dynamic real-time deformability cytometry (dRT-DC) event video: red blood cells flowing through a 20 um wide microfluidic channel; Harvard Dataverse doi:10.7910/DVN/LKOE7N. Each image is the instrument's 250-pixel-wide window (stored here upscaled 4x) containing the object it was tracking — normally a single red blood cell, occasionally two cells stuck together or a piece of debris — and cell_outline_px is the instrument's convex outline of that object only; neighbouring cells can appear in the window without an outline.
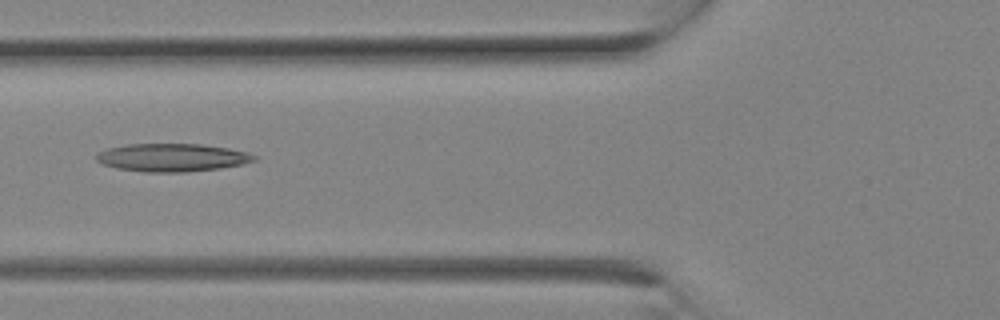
{"species": "Egyptian fruit bat (a non-hibernating species)", "species_latin": "Rousettus aegyptiacus", "temperature_condition": "room temperature", "stored_images_in_passage": 11, "camera_frame_rate_fps": 3000, "um_per_image_px": 0.085, "animal": {"sex": "female"}, "frame": {"image": 1, "passage_image": 10, "time_ms": 3.0, "image_size_px": [1000, 320], "cell_outline_px": [[256, 160], [244, 164], [220, 168], [184, 172], [144, 172], [116, 168], [100, 164], [96, 160], [96, 152], [108, 148], [128, 144], [200, 144], [228, 148], [248, 152], [256, 156]], "centroid_in_image_um": [14.6, 13.39], "position_along_channel_um": 111.2, "area_um2": 25.89}}